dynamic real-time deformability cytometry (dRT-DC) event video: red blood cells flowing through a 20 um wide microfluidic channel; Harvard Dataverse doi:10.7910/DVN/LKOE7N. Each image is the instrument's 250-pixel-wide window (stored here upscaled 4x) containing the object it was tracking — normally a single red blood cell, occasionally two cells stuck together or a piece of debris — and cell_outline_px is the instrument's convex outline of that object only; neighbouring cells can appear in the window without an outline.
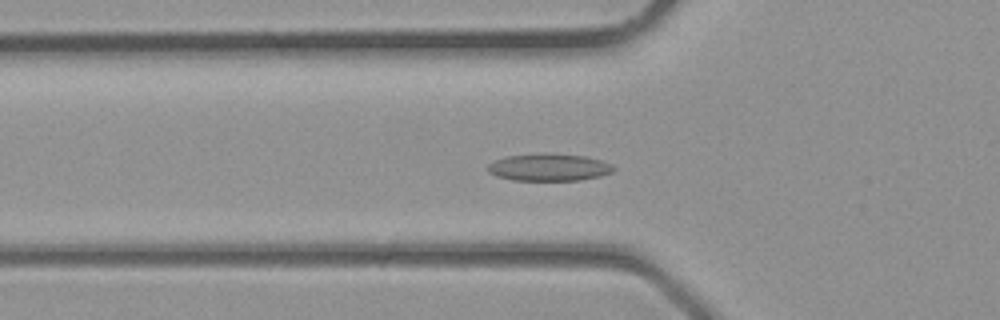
{"species": "common noctule bat (a hibernating species)", "species_latin": "Nyctalus noctula", "temperature_condition": "room temperature", "stored_images_in_passage": 35, "camera_frame_rate_fps": 3000, "um_per_image_px": 0.085, "animal": {"sex": "male", "body_mass_g": 23.1, "forearm_length_mm": 52.7}, "frame": {"image": 1, "passage_image": 12, "time_ms": 3.667, "image_size_px": [1000, 320], "cell_outline_px": [[616, 168], [612, 172], [600, 176], [580, 180], [512, 180], [496, 176], [488, 172], [488, 164], [504, 156], [540, 152], [544, 152], [584, 156], [600, 160], [612, 164]], "centroid_in_image_um": [46.65, 14.2], "position_along_channel_um": 79.2, "area_um2": 20.23}}
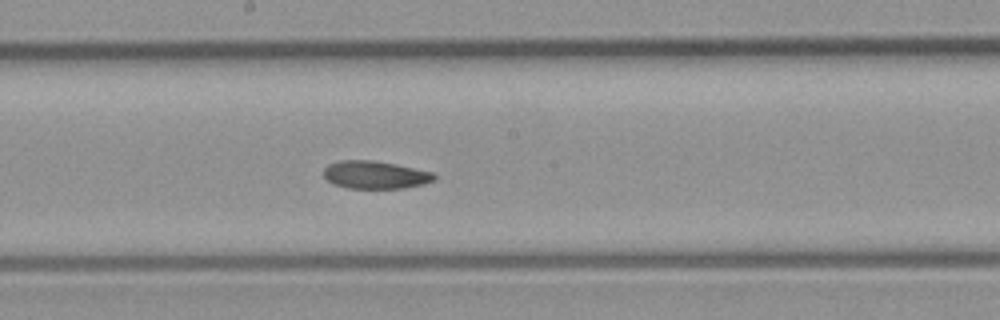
{"frame": {"image": 2, "passage_image": 19, "time_ms": 6.0, "image_size_px": [1000, 320], "cell_outline_px": [[436, 176], [432, 180], [424, 184], [404, 188], [348, 188], [332, 184], [324, 176], [324, 168], [328, 164], [340, 160], [372, 160], [396, 164], [432, 172]], "centroid_in_image_um": [31.86, 14.86], "position_along_channel_um": 216.3, "area_um2": 17.86}}
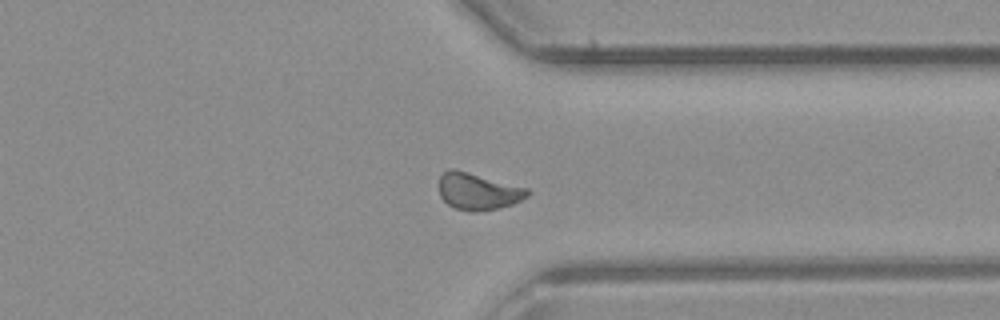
{"frame": {"image": 3, "passage_image": 27, "time_ms": 8.667, "image_size_px": [1000, 320], "cell_outline_px": [[532, 192], [528, 196], [512, 204], [500, 208], [472, 212], [468, 212], [456, 208], [448, 204], [440, 196], [440, 172], [448, 168], [456, 168], [528, 188]], "centroid_in_image_um": [40.63, 16.24], "position_along_channel_um": 370.8, "area_um2": 19.25}}